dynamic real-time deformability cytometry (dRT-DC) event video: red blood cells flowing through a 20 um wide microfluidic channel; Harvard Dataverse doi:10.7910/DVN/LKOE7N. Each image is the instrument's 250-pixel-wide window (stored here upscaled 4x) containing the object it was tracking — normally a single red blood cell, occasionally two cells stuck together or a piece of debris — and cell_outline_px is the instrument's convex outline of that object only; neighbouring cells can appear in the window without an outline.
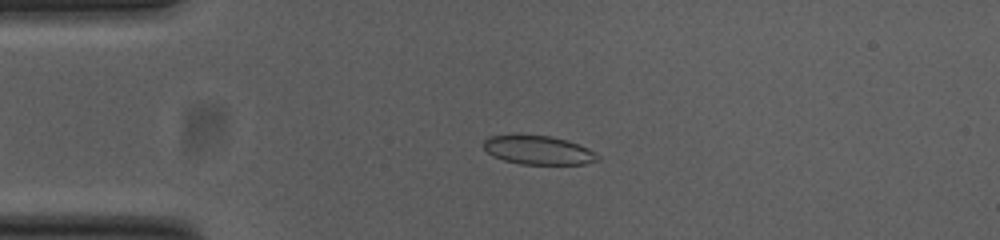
{"species": "common noctule bat (a hibernating species)", "species_latin": "Nyctalus noctula", "temperature_condition": "cold", "stored_images_in_passage": 54, "camera_frame_rate_fps": 3000, "um_per_image_px": 0.085, "animal": {"sex": "female", "body_mass_g": 23.0, "forearm_length_mm": 53.4}, "frame": {"image": 1, "passage_image": 13, "time_ms": 4.0, "image_size_px": [1000, 240], "cell_outline_px": [[600, 160], [584, 164], [520, 164], [504, 160], [492, 156], [484, 148], [484, 140], [488, 136], [552, 136], [568, 140], [588, 148], [596, 152], [600, 156]], "centroid_in_image_um": [45.81, 12.78], "position_along_channel_um": 39.2, "area_um2": 19.02}}
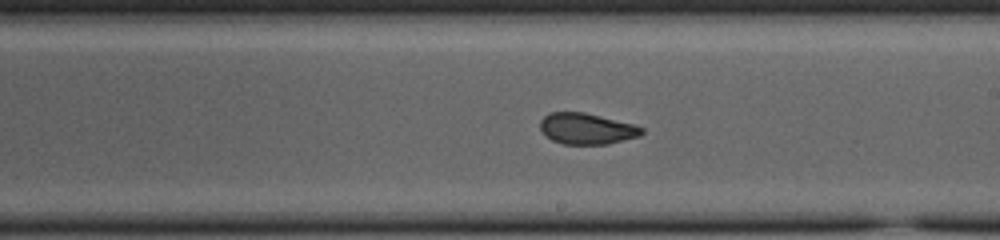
{"frame": {"image": 2, "passage_image": 31, "time_ms": 10.0, "image_size_px": [1000, 240], "cell_outline_px": [[644, 132], [640, 136], [608, 144], [564, 144], [552, 140], [544, 136], [540, 128], [540, 120], [548, 112], [584, 112], [632, 124], [644, 128]], "centroid_in_image_um": [49.84, 10.94], "position_along_channel_um": 239.2, "area_um2": 18.44}}
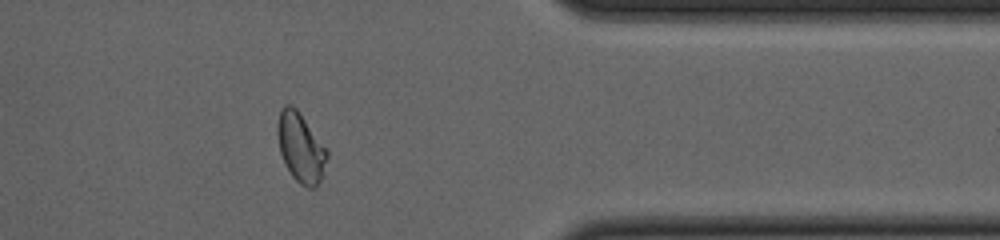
{"frame": {"image": 3, "passage_image": 44, "time_ms": 14.333, "image_size_px": [1000, 240], "cell_outline_px": [[328, 156], [320, 180], [316, 188], [308, 188], [300, 184], [292, 176], [280, 152], [276, 132], [276, 128], [280, 108], [284, 104], [292, 104], [300, 112], [328, 152]], "centroid_in_image_um": [25.53, 12.51], "position_along_channel_um": 385.9, "area_um2": 19.94}, "authors_computed_cell_mechanics": {"area_um2": 19.5364, "velocity_mm_per_s": 3.7879, "shape_relaxation_time_tau1_ms": null, "shape_relaxation_time_tau2_ms": 0.9935, "deformation_change_tau1": null, "deformation_change_tau2": 0.0549}}